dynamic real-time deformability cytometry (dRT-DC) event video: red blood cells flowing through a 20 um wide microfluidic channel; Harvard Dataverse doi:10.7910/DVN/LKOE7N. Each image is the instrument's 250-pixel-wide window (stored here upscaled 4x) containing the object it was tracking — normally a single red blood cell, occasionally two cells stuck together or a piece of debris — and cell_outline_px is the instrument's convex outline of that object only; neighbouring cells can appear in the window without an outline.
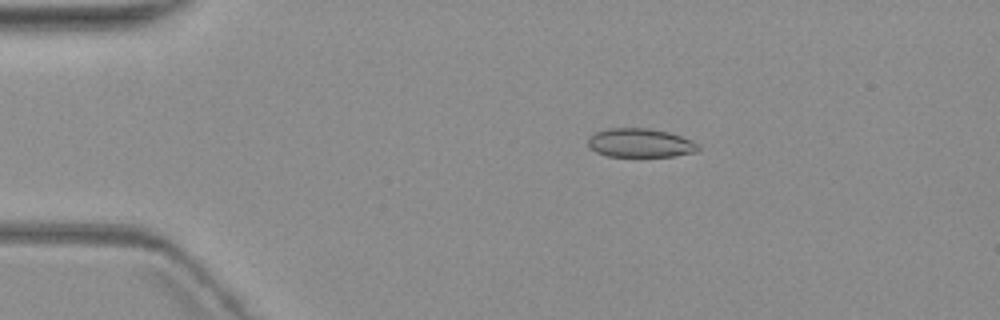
{"species": "common noctule bat (a hibernating species)", "species_latin": "Nyctalus noctula", "temperature_condition": "warm", "stored_images_in_passage": 7, "camera_frame_rate_fps": 3000, "um_per_image_px": 0.085, "animal": {"sex": "female", "body_mass_g": 19.3, "forearm_length_mm": 54.1}, "frame": {"image": 1, "passage_image": 3, "time_ms": 3.333, "image_size_px": [1000, 320], "cell_outline_px": [[700, 148], [696, 152], [676, 156], [608, 156], [596, 152], [588, 148], [588, 136], [596, 132], [608, 128], [648, 128], [668, 132], [680, 136], [700, 144]], "centroid_in_image_um": [54.4, 12.15], "position_along_channel_um": 30.6, "area_um2": 18.61}}
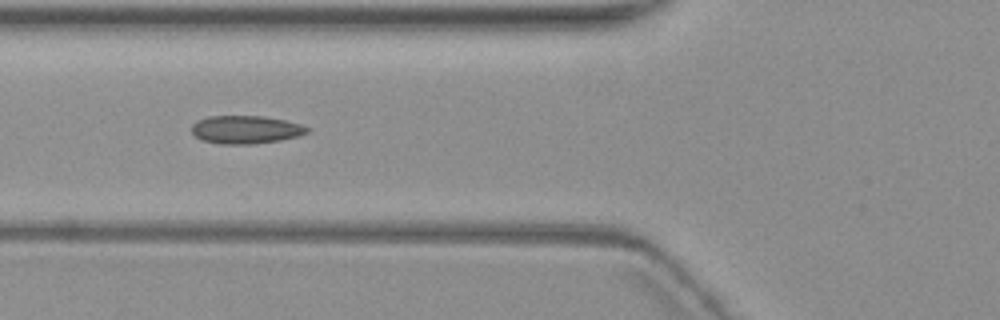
{"frame": {"image": 2, "passage_image": 6, "time_ms": 7.0, "image_size_px": [1000, 320], "cell_outline_px": [[308, 132], [300, 136], [280, 140], [256, 144], [220, 144], [200, 140], [192, 136], [192, 124], [196, 120], [208, 116], [264, 116], [284, 120], [300, 124], [308, 128]], "centroid_in_image_um": [20.83, 11.02], "position_along_channel_um": 105.0, "area_um2": 19.13}}
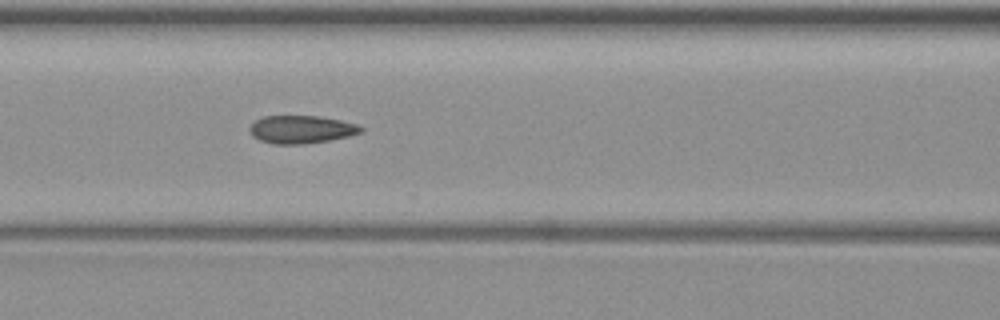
{"frame": {"image": 3, "passage_image": 7, "time_ms": 8.0, "image_size_px": [1000, 320], "cell_outline_px": [[364, 132], [332, 140], [304, 144], [276, 144], [260, 140], [252, 136], [248, 128], [256, 120], [264, 116], [316, 116], [340, 120], [356, 124], [364, 128]], "centroid_in_image_um": [25.62, 11.01], "position_along_channel_um": 141.0, "area_um2": 18.09}}